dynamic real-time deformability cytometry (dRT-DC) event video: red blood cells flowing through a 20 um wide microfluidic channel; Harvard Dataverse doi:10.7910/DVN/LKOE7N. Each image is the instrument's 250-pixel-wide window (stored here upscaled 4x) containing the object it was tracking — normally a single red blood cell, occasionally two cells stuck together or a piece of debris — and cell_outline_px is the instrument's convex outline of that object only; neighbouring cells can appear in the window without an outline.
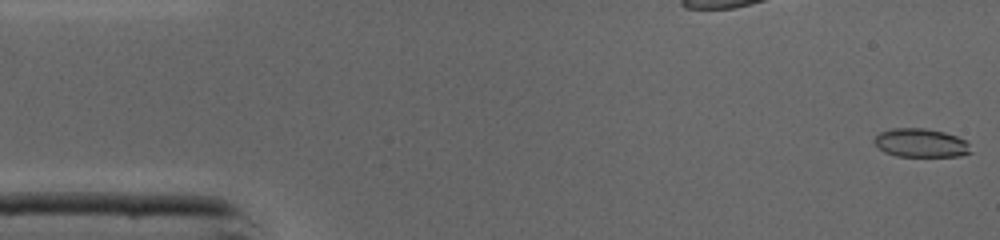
{"species": "common noctule bat (a hibernating species)", "species_latin": "Nyctalus noctula", "temperature_condition": "cold", "stored_images_in_passage": 14, "camera_frame_rate_fps": 3000, "um_per_image_px": 0.085, "animal": {"sex": "male", "body_mass_g": 19.0, "forearm_length_mm": 50.8}, "frame": {"image": 1, "passage_image": 1, "time_ms": 0.0, "image_size_px": [1000, 240], "cell_outline_px": [[972, 152], [960, 156], [896, 156], [884, 152], [872, 140], [880, 132], [892, 128], [924, 128], [944, 132], [956, 136], [964, 140], [968, 144]], "centroid_in_image_um": [78.25, 12.15], "position_along_channel_um": 6.7, "area_um2": 16.01}}
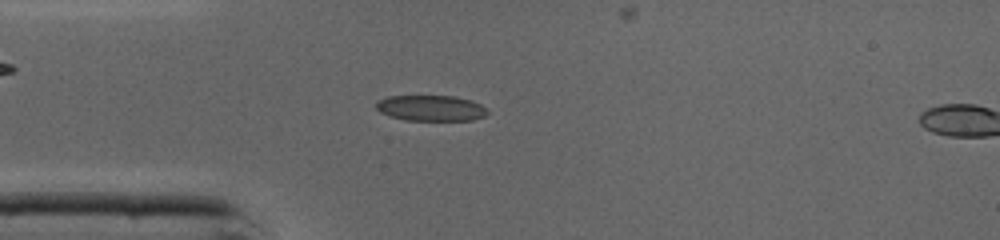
{"frame": {"image": 2, "passage_image": 12, "time_ms": 3.667, "image_size_px": [1000, 240], "cell_outline_px": [[488, 112], [484, 116], [472, 120], [404, 120], [388, 116], [380, 112], [376, 108], [376, 100], [388, 96], [452, 96], [472, 100], [480, 104]], "centroid_in_image_um": [36.57, 9.19], "position_along_channel_um": 48.4, "area_um2": 16.7}}